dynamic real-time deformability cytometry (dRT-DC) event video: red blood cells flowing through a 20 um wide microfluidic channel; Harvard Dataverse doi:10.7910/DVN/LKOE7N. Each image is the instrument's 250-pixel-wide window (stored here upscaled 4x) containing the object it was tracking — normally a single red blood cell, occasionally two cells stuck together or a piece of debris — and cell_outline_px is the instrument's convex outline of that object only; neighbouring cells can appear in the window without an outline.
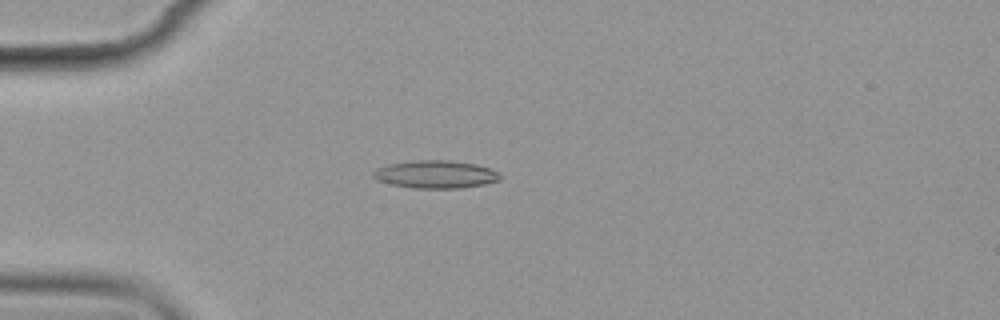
{"species": "common noctule bat (a hibernating species)", "species_latin": "Nyctalus noctula", "temperature_condition": "cold", "stored_images_in_passage": 8, "camera_frame_rate_fps": 3000, "um_per_image_px": 0.085, "animal": {"sex": "female", "body_mass_g": 19.9}, "frame": {"image": 1, "passage_image": 5, "time_ms": 4.667, "image_size_px": [1000, 320], "cell_outline_px": [[500, 180], [484, 184], [460, 188], [416, 188], [392, 184], [376, 180], [372, 176], [372, 172], [376, 168], [388, 164], [420, 160], [452, 160], [476, 164], [492, 168], [500, 172]], "centroid_in_image_um": [37.05, 14.81], "position_along_channel_um": 47.9, "area_um2": 20.63}}
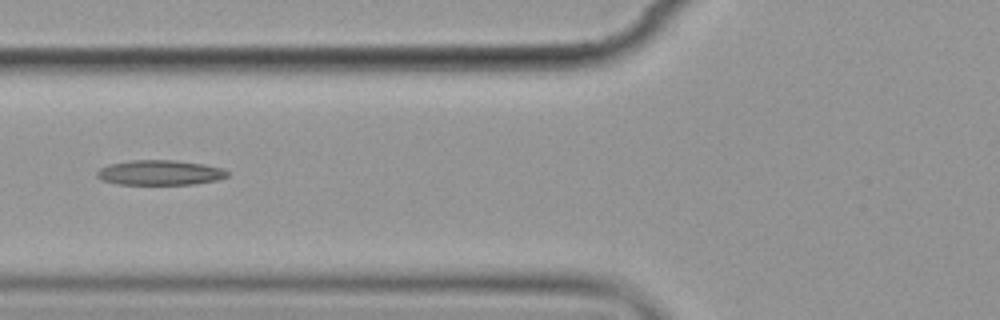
{"frame": {"image": 2, "passage_image": 7, "time_ms": 7.0, "image_size_px": [1000, 320], "cell_outline_px": [[228, 176], [216, 180], [196, 184], [116, 184], [100, 180], [96, 176], [96, 172], [100, 168], [108, 164], [132, 160], [172, 160], [204, 164], [224, 168], [228, 172]], "centroid_in_image_um": [13.57, 14.67], "position_along_channel_um": 112.2, "area_um2": 19.07}}
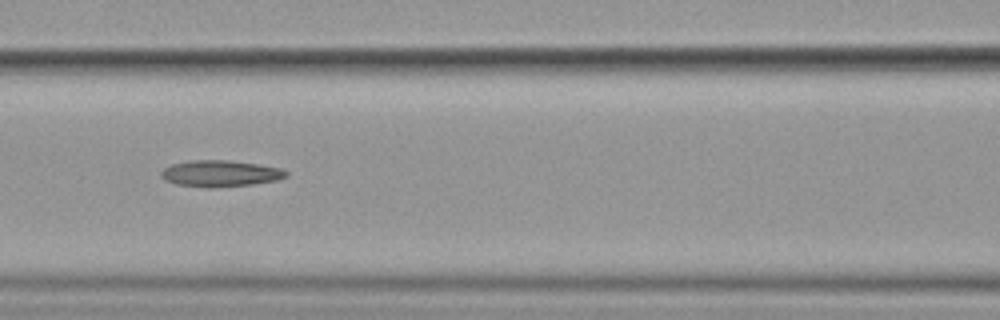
{"frame": {"image": 3, "passage_image": 8, "time_ms": 8.0, "image_size_px": [1000, 320], "cell_outline_px": [[288, 176], [276, 180], [252, 184], [212, 188], [204, 188], [176, 184], [164, 180], [160, 176], [160, 172], [164, 168], [172, 164], [192, 160], [228, 160], [256, 164], [280, 168], [288, 172]], "centroid_in_image_um": [18.68, 14.75], "position_along_channel_um": 147.9, "area_um2": 19.25}}